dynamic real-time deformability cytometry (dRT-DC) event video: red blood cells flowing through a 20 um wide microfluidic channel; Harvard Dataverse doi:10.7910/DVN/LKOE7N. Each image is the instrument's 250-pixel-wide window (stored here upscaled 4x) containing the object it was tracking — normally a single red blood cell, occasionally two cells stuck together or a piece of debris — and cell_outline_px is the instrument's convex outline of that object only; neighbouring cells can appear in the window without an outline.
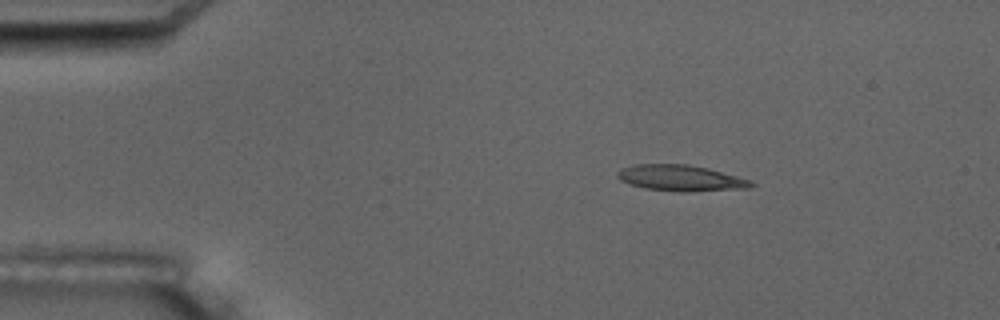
{"species": "common noctule bat (a hibernating species)", "species_latin": "Nyctalus noctula", "temperature_condition": "room temperature", "stored_images_in_passage": 5, "camera_frame_rate_fps": 3000, "um_per_image_px": 0.085, "animal": {"sex": "male", "body_mass_g": 17.5, "forearm_length_mm": 52.3}, "frame": {"image": 1, "passage_image": 3, "time_ms": 2.333, "image_size_px": [1000, 320], "cell_outline_px": [[756, 184], [748, 188], [688, 192], [680, 192], [644, 188], [628, 184], [620, 180], [616, 176], [616, 172], [620, 168], [632, 164], [688, 164], [708, 168], [736, 176], [748, 180]], "centroid_in_image_um": [57.78, 15.13], "position_along_channel_um": 27.2, "area_um2": 20.4}}